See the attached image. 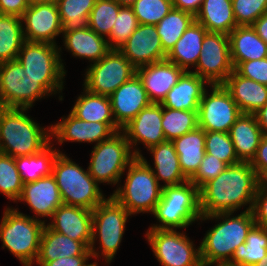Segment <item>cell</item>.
<instances>
[{
  "label": "cell",
  "mask_w": 267,
  "mask_h": 266,
  "mask_svg": "<svg viewBox=\"0 0 267 266\" xmlns=\"http://www.w3.org/2000/svg\"><path fill=\"white\" fill-rule=\"evenodd\" d=\"M194 70L191 72L204 79L209 85H222L234 70L229 35L207 32Z\"/></svg>",
  "instance_id": "5bb4252c"
},
{
  "label": "cell",
  "mask_w": 267,
  "mask_h": 266,
  "mask_svg": "<svg viewBox=\"0 0 267 266\" xmlns=\"http://www.w3.org/2000/svg\"><path fill=\"white\" fill-rule=\"evenodd\" d=\"M207 32V29L199 22L196 20L192 22L166 55V60L187 72L191 71L190 67L194 69L199 60L202 42Z\"/></svg>",
  "instance_id": "f1b7e54d"
},
{
  "label": "cell",
  "mask_w": 267,
  "mask_h": 266,
  "mask_svg": "<svg viewBox=\"0 0 267 266\" xmlns=\"http://www.w3.org/2000/svg\"><path fill=\"white\" fill-rule=\"evenodd\" d=\"M258 184V175L250 163L228 166L199 189L201 215L236 213L243 206V211L252 210Z\"/></svg>",
  "instance_id": "6da1fadb"
},
{
  "label": "cell",
  "mask_w": 267,
  "mask_h": 266,
  "mask_svg": "<svg viewBox=\"0 0 267 266\" xmlns=\"http://www.w3.org/2000/svg\"><path fill=\"white\" fill-rule=\"evenodd\" d=\"M70 112L86 122L106 123L115 133L122 130L114 120L110 98L91 93L85 88L76 98Z\"/></svg>",
  "instance_id": "f546056e"
},
{
  "label": "cell",
  "mask_w": 267,
  "mask_h": 266,
  "mask_svg": "<svg viewBox=\"0 0 267 266\" xmlns=\"http://www.w3.org/2000/svg\"><path fill=\"white\" fill-rule=\"evenodd\" d=\"M72 256H91V252L81 241L72 240L45 224L36 262H48L60 257Z\"/></svg>",
  "instance_id": "4dcf8cb0"
},
{
  "label": "cell",
  "mask_w": 267,
  "mask_h": 266,
  "mask_svg": "<svg viewBox=\"0 0 267 266\" xmlns=\"http://www.w3.org/2000/svg\"><path fill=\"white\" fill-rule=\"evenodd\" d=\"M209 87L204 79L185 71L160 104L176 110L198 111L203 93Z\"/></svg>",
  "instance_id": "d4e9b609"
},
{
  "label": "cell",
  "mask_w": 267,
  "mask_h": 266,
  "mask_svg": "<svg viewBox=\"0 0 267 266\" xmlns=\"http://www.w3.org/2000/svg\"><path fill=\"white\" fill-rule=\"evenodd\" d=\"M251 211L255 225L267 228V188H257Z\"/></svg>",
  "instance_id": "681fc988"
},
{
  "label": "cell",
  "mask_w": 267,
  "mask_h": 266,
  "mask_svg": "<svg viewBox=\"0 0 267 266\" xmlns=\"http://www.w3.org/2000/svg\"><path fill=\"white\" fill-rule=\"evenodd\" d=\"M184 72L166 59L136 69V74L152 103H161Z\"/></svg>",
  "instance_id": "603a6c76"
},
{
  "label": "cell",
  "mask_w": 267,
  "mask_h": 266,
  "mask_svg": "<svg viewBox=\"0 0 267 266\" xmlns=\"http://www.w3.org/2000/svg\"><path fill=\"white\" fill-rule=\"evenodd\" d=\"M97 0H60L57 4L62 35L88 27V18Z\"/></svg>",
  "instance_id": "f35d334b"
},
{
  "label": "cell",
  "mask_w": 267,
  "mask_h": 266,
  "mask_svg": "<svg viewBox=\"0 0 267 266\" xmlns=\"http://www.w3.org/2000/svg\"><path fill=\"white\" fill-rule=\"evenodd\" d=\"M145 238L161 266H203L200 246L184 231L148 228Z\"/></svg>",
  "instance_id": "7c38bea8"
},
{
  "label": "cell",
  "mask_w": 267,
  "mask_h": 266,
  "mask_svg": "<svg viewBox=\"0 0 267 266\" xmlns=\"http://www.w3.org/2000/svg\"><path fill=\"white\" fill-rule=\"evenodd\" d=\"M152 215L158 224L152 229H185L201 218L199 189L189 180L173 186L162 187L160 201Z\"/></svg>",
  "instance_id": "9c48e42d"
},
{
  "label": "cell",
  "mask_w": 267,
  "mask_h": 266,
  "mask_svg": "<svg viewBox=\"0 0 267 266\" xmlns=\"http://www.w3.org/2000/svg\"><path fill=\"white\" fill-rule=\"evenodd\" d=\"M135 158L125 134L119 131L93 147L88 171L98 184L118 187L126 168Z\"/></svg>",
  "instance_id": "30bf717a"
},
{
  "label": "cell",
  "mask_w": 267,
  "mask_h": 266,
  "mask_svg": "<svg viewBox=\"0 0 267 266\" xmlns=\"http://www.w3.org/2000/svg\"><path fill=\"white\" fill-rule=\"evenodd\" d=\"M204 0H172L173 8L191 13L194 17L198 13Z\"/></svg>",
  "instance_id": "db71d44e"
},
{
  "label": "cell",
  "mask_w": 267,
  "mask_h": 266,
  "mask_svg": "<svg viewBox=\"0 0 267 266\" xmlns=\"http://www.w3.org/2000/svg\"><path fill=\"white\" fill-rule=\"evenodd\" d=\"M124 184H119L112 197L131 214H152L162 194L159 184L151 168L136 157L126 168Z\"/></svg>",
  "instance_id": "52a82bcc"
},
{
  "label": "cell",
  "mask_w": 267,
  "mask_h": 266,
  "mask_svg": "<svg viewBox=\"0 0 267 266\" xmlns=\"http://www.w3.org/2000/svg\"><path fill=\"white\" fill-rule=\"evenodd\" d=\"M195 20L203 25L208 32L229 35L237 27L232 0H204Z\"/></svg>",
  "instance_id": "836d02e7"
},
{
  "label": "cell",
  "mask_w": 267,
  "mask_h": 266,
  "mask_svg": "<svg viewBox=\"0 0 267 266\" xmlns=\"http://www.w3.org/2000/svg\"><path fill=\"white\" fill-rule=\"evenodd\" d=\"M121 131L125 134L136 157L143 155L137 147L140 143L148 150L159 143L165 142L162 128V105L151 103L148 107L142 109Z\"/></svg>",
  "instance_id": "2e32d148"
},
{
  "label": "cell",
  "mask_w": 267,
  "mask_h": 266,
  "mask_svg": "<svg viewBox=\"0 0 267 266\" xmlns=\"http://www.w3.org/2000/svg\"><path fill=\"white\" fill-rule=\"evenodd\" d=\"M231 60L234 68L244 61L267 57V44L252 26H237L229 33Z\"/></svg>",
  "instance_id": "1f68e13d"
},
{
  "label": "cell",
  "mask_w": 267,
  "mask_h": 266,
  "mask_svg": "<svg viewBox=\"0 0 267 266\" xmlns=\"http://www.w3.org/2000/svg\"><path fill=\"white\" fill-rule=\"evenodd\" d=\"M52 94L38 81L26 76L24 66L15 59L0 64V105L4 108L31 109Z\"/></svg>",
  "instance_id": "8fae6325"
},
{
  "label": "cell",
  "mask_w": 267,
  "mask_h": 266,
  "mask_svg": "<svg viewBox=\"0 0 267 266\" xmlns=\"http://www.w3.org/2000/svg\"><path fill=\"white\" fill-rule=\"evenodd\" d=\"M222 85L242 113L254 114L267 103V85L245 78L235 70Z\"/></svg>",
  "instance_id": "cb8c5ba5"
},
{
  "label": "cell",
  "mask_w": 267,
  "mask_h": 266,
  "mask_svg": "<svg viewBox=\"0 0 267 266\" xmlns=\"http://www.w3.org/2000/svg\"><path fill=\"white\" fill-rule=\"evenodd\" d=\"M232 8L237 26H252L267 12V0H232Z\"/></svg>",
  "instance_id": "bcb514c9"
},
{
  "label": "cell",
  "mask_w": 267,
  "mask_h": 266,
  "mask_svg": "<svg viewBox=\"0 0 267 266\" xmlns=\"http://www.w3.org/2000/svg\"><path fill=\"white\" fill-rule=\"evenodd\" d=\"M131 216L111 195L92 210V240L89 248L92 259L97 261L102 257L107 265L113 262ZM96 242L99 248L95 247Z\"/></svg>",
  "instance_id": "5b68a950"
},
{
  "label": "cell",
  "mask_w": 267,
  "mask_h": 266,
  "mask_svg": "<svg viewBox=\"0 0 267 266\" xmlns=\"http://www.w3.org/2000/svg\"><path fill=\"white\" fill-rule=\"evenodd\" d=\"M21 20L25 41L58 44L55 39L62 35V24L57 5H30Z\"/></svg>",
  "instance_id": "e0dca14e"
},
{
  "label": "cell",
  "mask_w": 267,
  "mask_h": 266,
  "mask_svg": "<svg viewBox=\"0 0 267 266\" xmlns=\"http://www.w3.org/2000/svg\"><path fill=\"white\" fill-rule=\"evenodd\" d=\"M30 109L4 108L0 113V153L13 158L42 151L51 142V126L27 115Z\"/></svg>",
  "instance_id": "3957f363"
},
{
  "label": "cell",
  "mask_w": 267,
  "mask_h": 266,
  "mask_svg": "<svg viewBox=\"0 0 267 266\" xmlns=\"http://www.w3.org/2000/svg\"><path fill=\"white\" fill-rule=\"evenodd\" d=\"M227 167L228 165L223 161L205 153L198 170L189 181L200 189L205 183L216 178Z\"/></svg>",
  "instance_id": "7dc6e473"
},
{
  "label": "cell",
  "mask_w": 267,
  "mask_h": 266,
  "mask_svg": "<svg viewBox=\"0 0 267 266\" xmlns=\"http://www.w3.org/2000/svg\"><path fill=\"white\" fill-rule=\"evenodd\" d=\"M242 114L238 105L223 85H210L200 100L198 127L204 131L229 133L231 126Z\"/></svg>",
  "instance_id": "9a60e30c"
},
{
  "label": "cell",
  "mask_w": 267,
  "mask_h": 266,
  "mask_svg": "<svg viewBox=\"0 0 267 266\" xmlns=\"http://www.w3.org/2000/svg\"><path fill=\"white\" fill-rule=\"evenodd\" d=\"M197 127L198 111L176 110L162 106V128L166 141H173Z\"/></svg>",
  "instance_id": "ab89813d"
},
{
  "label": "cell",
  "mask_w": 267,
  "mask_h": 266,
  "mask_svg": "<svg viewBox=\"0 0 267 266\" xmlns=\"http://www.w3.org/2000/svg\"><path fill=\"white\" fill-rule=\"evenodd\" d=\"M205 151L228 166L240 163L229 133L205 131Z\"/></svg>",
  "instance_id": "7bdbcfd3"
},
{
  "label": "cell",
  "mask_w": 267,
  "mask_h": 266,
  "mask_svg": "<svg viewBox=\"0 0 267 266\" xmlns=\"http://www.w3.org/2000/svg\"><path fill=\"white\" fill-rule=\"evenodd\" d=\"M60 0H45V3L57 5Z\"/></svg>",
  "instance_id": "6125c7cd"
},
{
  "label": "cell",
  "mask_w": 267,
  "mask_h": 266,
  "mask_svg": "<svg viewBox=\"0 0 267 266\" xmlns=\"http://www.w3.org/2000/svg\"><path fill=\"white\" fill-rule=\"evenodd\" d=\"M29 7L27 0H0V13L21 17Z\"/></svg>",
  "instance_id": "f5cc1de1"
},
{
  "label": "cell",
  "mask_w": 267,
  "mask_h": 266,
  "mask_svg": "<svg viewBox=\"0 0 267 266\" xmlns=\"http://www.w3.org/2000/svg\"><path fill=\"white\" fill-rule=\"evenodd\" d=\"M258 187L257 188H267V170H265L259 177H258Z\"/></svg>",
  "instance_id": "6f0895ef"
},
{
  "label": "cell",
  "mask_w": 267,
  "mask_h": 266,
  "mask_svg": "<svg viewBox=\"0 0 267 266\" xmlns=\"http://www.w3.org/2000/svg\"><path fill=\"white\" fill-rule=\"evenodd\" d=\"M17 202H24L25 205H28L34 213L31 217L44 223L47 222V218L50 220L54 211L63 204L59 188L52 174L36 181L24 183Z\"/></svg>",
  "instance_id": "d6986e66"
},
{
  "label": "cell",
  "mask_w": 267,
  "mask_h": 266,
  "mask_svg": "<svg viewBox=\"0 0 267 266\" xmlns=\"http://www.w3.org/2000/svg\"><path fill=\"white\" fill-rule=\"evenodd\" d=\"M109 98L114 120L121 129L152 103L137 74L116 89Z\"/></svg>",
  "instance_id": "44dd1931"
},
{
  "label": "cell",
  "mask_w": 267,
  "mask_h": 266,
  "mask_svg": "<svg viewBox=\"0 0 267 266\" xmlns=\"http://www.w3.org/2000/svg\"><path fill=\"white\" fill-rule=\"evenodd\" d=\"M119 5L115 0H97L88 18V27L106 39L112 32Z\"/></svg>",
  "instance_id": "60d3db41"
},
{
  "label": "cell",
  "mask_w": 267,
  "mask_h": 266,
  "mask_svg": "<svg viewBox=\"0 0 267 266\" xmlns=\"http://www.w3.org/2000/svg\"><path fill=\"white\" fill-rule=\"evenodd\" d=\"M137 69L166 59L155 25L139 24L127 41L118 49Z\"/></svg>",
  "instance_id": "ac0fdd59"
},
{
  "label": "cell",
  "mask_w": 267,
  "mask_h": 266,
  "mask_svg": "<svg viewBox=\"0 0 267 266\" xmlns=\"http://www.w3.org/2000/svg\"><path fill=\"white\" fill-rule=\"evenodd\" d=\"M254 114L264 136H267V103Z\"/></svg>",
  "instance_id": "9f6ffc18"
},
{
  "label": "cell",
  "mask_w": 267,
  "mask_h": 266,
  "mask_svg": "<svg viewBox=\"0 0 267 266\" xmlns=\"http://www.w3.org/2000/svg\"><path fill=\"white\" fill-rule=\"evenodd\" d=\"M229 135L238 160L251 163L264 137L255 114L242 113L231 126Z\"/></svg>",
  "instance_id": "83f0119b"
},
{
  "label": "cell",
  "mask_w": 267,
  "mask_h": 266,
  "mask_svg": "<svg viewBox=\"0 0 267 266\" xmlns=\"http://www.w3.org/2000/svg\"><path fill=\"white\" fill-rule=\"evenodd\" d=\"M233 213H214L199 219V222L215 219L217 223L206 231L199 244L203 266L227 264L237 247L246 242L248 232L255 225L252 211H242L235 216Z\"/></svg>",
  "instance_id": "7a4b0ae2"
},
{
  "label": "cell",
  "mask_w": 267,
  "mask_h": 266,
  "mask_svg": "<svg viewBox=\"0 0 267 266\" xmlns=\"http://www.w3.org/2000/svg\"><path fill=\"white\" fill-rule=\"evenodd\" d=\"M23 185L15 158L0 153V194L16 203L22 193Z\"/></svg>",
  "instance_id": "b9f144b4"
},
{
  "label": "cell",
  "mask_w": 267,
  "mask_h": 266,
  "mask_svg": "<svg viewBox=\"0 0 267 266\" xmlns=\"http://www.w3.org/2000/svg\"><path fill=\"white\" fill-rule=\"evenodd\" d=\"M87 266H98V262L94 261L93 263H89Z\"/></svg>",
  "instance_id": "be15d7a7"
},
{
  "label": "cell",
  "mask_w": 267,
  "mask_h": 266,
  "mask_svg": "<svg viewBox=\"0 0 267 266\" xmlns=\"http://www.w3.org/2000/svg\"><path fill=\"white\" fill-rule=\"evenodd\" d=\"M183 174L190 179L198 170L205 151V131L197 127L172 141Z\"/></svg>",
  "instance_id": "d6a6232c"
},
{
  "label": "cell",
  "mask_w": 267,
  "mask_h": 266,
  "mask_svg": "<svg viewBox=\"0 0 267 266\" xmlns=\"http://www.w3.org/2000/svg\"><path fill=\"white\" fill-rule=\"evenodd\" d=\"M28 5L45 3V0H27Z\"/></svg>",
  "instance_id": "94428289"
},
{
  "label": "cell",
  "mask_w": 267,
  "mask_h": 266,
  "mask_svg": "<svg viewBox=\"0 0 267 266\" xmlns=\"http://www.w3.org/2000/svg\"><path fill=\"white\" fill-rule=\"evenodd\" d=\"M139 24H158L173 8L172 0H137L132 6Z\"/></svg>",
  "instance_id": "f6af8a7d"
},
{
  "label": "cell",
  "mask_w": 267,
  "mask_h": 266,
  "mask_svg": "<svg viewBox=\"0 0 267 266\" xmlns=\"http://www.w3.org/2000/svg\"><path fill=\"white\" fill-rule=\"evenodd\" d=\"M267 254V228L254 225L247 234L246 242L234 251L227 263L233 266H253Z\"/></svg>",
  "instance_id": "d590c367"
},
{
  "label": "cell",
  "mask_w": 267,
  "mask_h": 266,
  "mask_svg": "<svg viewBox=\"0 0 267 266\" xmlns=\"http://www.w3.org/2000/svg\"><path fill=\"white\" fill-rule=\"evenodd\" d=\"M47 225L54 231L81 241L88 249L92 240V210L62 204Z\"/></svg>",
  "instance_id": "7402d4cb"
},
{
  "label": "cell",
  "mask_w": 267,
  "mask_h": 266,
  "mask_svg": "<svg viewBox=\"0 0 267 266\" xmlns=\"http://www.w3.org/2000/svg\"><path fill=\"white\" fill-rule=\"evenodd\" d=\"M139 23L132 7L121 6L110 36L107 38L110 49H119L137 29Z\"/></svg>",
  "instance_id": "ee69618b"
},
{
  "label": "cell",
  "mask_w": 267,
  "mask_h": 266,
  "mask_svg": "<svg viewBox=\"0 0 267 266\" xmlns=\"http://www.w3.org/2000/svg\"><path fill=\"white\" fill-rule=\"evenodd\" d=\"M89 259L91 256H72L57 258L48 262H35L38 266H87L89 264Z\"/></svg>",
  "instance_id": "816d5d0a"
},
{
  "label": "cell",
  "mask_w": 267,
  "mask_h": 266,
  "mask_svg": "<svg viewBox=\"0 0 267 266\" xmlns=\"http://www.w3.org/2000/svg\"><path fill=\"white\" fill-rule=\"evenodd\" d=\"M257 35L267 44V12L262 14L252 25Z\"/></svg>",
  "instance_id": "11a10c76"
},
{
  "label": "cell",
  "mask_w": 267,
  "mask_h": 266,
  "mask_svg": "<svg viewBox=\"0 0 267 266\" xmlns=\"http://www.w3.org/2000/svg\"><path fill=\"white\" fill-rule=\"evenodd\" d=\"M195 17L188 12L172 8L170 12L156 24L162 48L168 54L176 42L181 38Z\"/></svg>",
  "instance_id": "74e56055"
},
{
  "label": "cell",
  "mask_w": 267,
  "mask_h": 266,
  "mask_svg": "<svg viewBox=\"0 0 267 266\" xmlns=\"http://www.w3.org/2000/svg\"><path fill=\"white\" fill-rule=\"evenodd\" d=\"M53 142H50L42 151L15 158L17 170L23 183L36 181L52 174L53 163L59 153Z\"/></svg>",
  "instance_id": "e575fe53"
},
{
  "label": "cell",
  "mask_w": 267,
  "mask_h": 266,
  "mask_svg": "<svg viewBox=\"0 0 267 266\" xmlns=\"http://www.w3.org/2000/svg\"><path fill=\"white\" fill-rule=\"evenodd\" d=\"M61 52L58 45L25 41L16 58L24 66L26 76L38 80L51 94L58 93L60 101L67 75Z\"/></svg>",
  "instance_id": "ba28073f"
},
{
  "label": "cell",
  "mask_w": 267,
  "mask_h": 266,
  "mask_svg": "<svg viewBox=\"0 0 267 266\" xmlns=\"http://www.w3.org/2000/svg\"><path fill=\"white\" fill-rule=\"evenodd\" d=\"M217 266H233V265H229V264H222V265H217Z\"/></svg>",
  "instance_id": "e7e4bbea"
},
{
  "label": "cell",
  "mask_w": 267,
  "mask_h": 266,
  "mask_svg": "<svg viewBox=\"0 0 267 266\" xmlns=\"http://www.w3.org/2000/svg\"><path fill=\"white\" fill-rule=\"evenodd\" d=\"M24 42L21 17L0 13V64L15 60Z\"/></svg>",
  "instance_id": "8d00e7d4"
},
{
  "label": "cell",
  "mask_w": 267,
  "mask_h": 266,
  "mask_svg": "<svg viewBox=\"0 0 267 266\" xmlns=\"http://www.w3.org/2000/svg\"><path fill=\"white\" fill-rule=\"evenodd\" d=\"M250 164L258 177L267 170V136L261 139L256 155Z\"/></svg>",
  "instance_id": "f907efd6"
},
{
  "label": "cell",
  "mask_w": 267,
  "mask_h": 266,
  "mask_svg": "<svg viewBox=\"0 0 267 266\" xmlns=\"http://www.w3.org/2000/svg\"><path fill=\"white\" fill-rule=\"evenodd\" d=\"M84 73L82 88L109 97L136 74V68L118 49H111L98 62L90 64Z\"/></svg>",
  "instance_id": "4fadbf2b"
},
{
  "label": "cell",
  "mask_w": 267,
  "mask_h": 266,
  "mask_svg": "<svg viewBox=\"0 0 267 266\" xmlns=\"http://www.w3.org/2000/svg\"><path fill=\"white\" fill-rule=\"evenodd\" d=\"M5 207L0 221L1 248L9 250L23 266H32L39 255L46 223L20 212L18 207Z\"/></svg>",
  "instance_id": "277c9868"
},
{
  "label": "cell",
  "mask_w": 267,
  "mask_h": 266,
  "mask_svg": "<svg viewBox=\"0 0 267 266\" xmlns=\"http://www.w3.org/2000/svg\"><path fill=\"white\" fill-rule=\"evenodd\" d=\"M234 70L245 78L267 85V57L240 62Z\"/></svg>",
  "instance_id": "c3c4849f"
},
{
  "label": "cell",
  "mask_w": 267,
  "mask_h": 266,
  "mask_svg": "<svg viewBox=\"0 0 267 266\" xmlns=\"http://www.w3.org/2000/svg\"><path fill=\"white\" fill-rule=\"evenodd\" d=\"M253 266H267V254L264 256L262 260H260L258 263H256Z\"/></svg>",
  "instance_id": "91938a15"
},
{
  "label": "cell",
  "mask_w": 267,
  "mask_h": 266,
  "mask_svg": "<svg viewBox=\"0 0 267 266\" xmlns=\"http://www.w3.org/2000/svg\"><path fill=\"white\" fill-rule=\"evenodd\" d=\"M65 153L54 160L52 175L59 188L63 204L93 210L106 199L100 185L87 170Z\"/></svg>",
  "instance_id": "8992f818"
},
{
  "label": "cell",
  "mask_w": 267,
  "mask_h": 266,
  "mask_svg": "<svg viewBox=\"0 0 267 266\" xmlns=\"http://www.w3.org/2000/svg\"><path fill=\"white\" fill-rule=\"evenodd\" d=\"M64 50H67L75 58L88 60L89 64L98 62L111 49L107 39L98 35L89 27L65 32L62 36Z\"/></svg>",
  "instance_id": "4316f807"
},
{
  "label": "cell",
  "mask_w": 267,
  "mask_h": 266,
  "mask_svg": "<svg viewBox=\"0 0 267 266\" xmlns=\"http://www.w3.org/2000/svg\"><path fill=\"white\" fill-rule=\"evenodd\" d=\"M121 6L131 7L137 0H115Z\"/></svg>",
  "instance_id": "680465c9"
},
{
  "label": "cell",
  "mask_w": 267,
  "mask_h": 266,
  "mask_svg": "<svg viewBox=\"0 0 267 266\" xmlns=\"http://www.w3.org/2000/svg\"><path fill=\"white\" fill-rule=\"evenodd\" d=\"M147 151L152 154L154 166L152 167L143 155L140 158L151 168L158 183H164L162 187L179 185L189 180L181 170L172 141L159 143Z\"/></svg>",
  "instance_id": "484cf974"
},
{
  "label": "cell",
  "mask_w": 267,
  "mask_h": 266,
  "mask_svg": "<svg viewBox=\"0 0 267 266\" xmlns=\"http://www.w3.org/2000/svg\"><path fill=\"white\" fill-rule=\"evenodd\" d=\"M51 141L62 145L64 142L94 143L109 139L115 132L101 122H86L78 119L71 112L54 124H51ZM53 139L55 141H53ZM57 140V142H56Z\"/></svg>",
  "instance_id": "ffe728a7"
},
{
  "label": "cell",
  "mask_w": 267,
  "mask_h": 266,
  "mask_svg": "<svg viewBox=\"0 0 267 266\" xmlns=\"http://www.w3.org/2000/svg\"><path fill=\"white\" fill-rule=\"evenodd\" d=\"M4 109V107H2L1 105H0V113H1V111Z\"/></svg>",
  "instance_id": "03108f58"
}]
</instances>
